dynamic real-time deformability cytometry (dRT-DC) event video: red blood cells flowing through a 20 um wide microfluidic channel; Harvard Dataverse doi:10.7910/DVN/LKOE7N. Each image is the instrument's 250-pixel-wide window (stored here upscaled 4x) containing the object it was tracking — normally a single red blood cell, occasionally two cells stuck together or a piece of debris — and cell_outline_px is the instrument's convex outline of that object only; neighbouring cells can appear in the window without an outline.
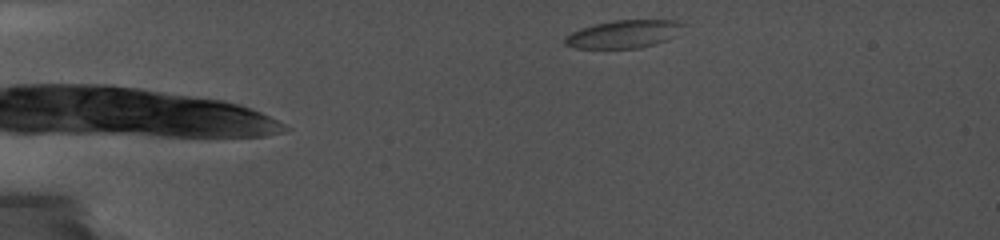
{"species": "common noctule bat (a hibernating species)", "species_latin": "Nyctalus noctula", "temperature_condition": "cold", "stored_images_in_passage": 85, "camera_frame_rate_fps": 5000, "um_per_image_px": 0.085, "animal": {"sex": "female", "body_mass_g": 19.0, "forearm_length_mm": 56.7}, "frame": {"image": 1, "passage_image": 8, "time_ms": 0.8, "image_size_px": [1000, 240], "cell_outline_px": [[684, 24], [676, 36], [668, 40], [640, 48], [576, 48], [564, 44], [564, 36], [580, 28], [612, 20], [676, 20]], "centroid_in_image_um": [53.01, 2.9], "position_along_channel_um": 32.0, "area_um2": 19.25}}
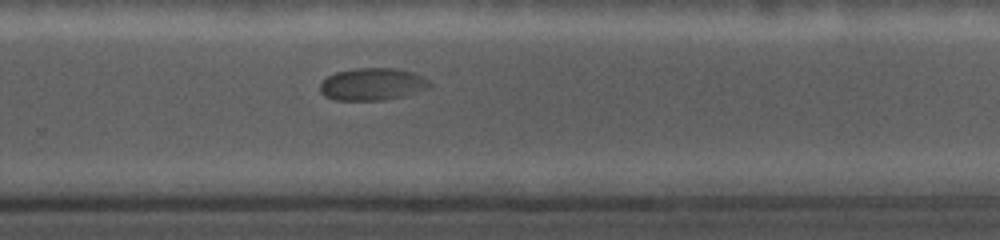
{"frame": {"image": 2, "passage_image": 68, "time_ms": 10.4, "image_size_px": [1000, 240], "cell_outline_px": [[432, 84], [428, 88], [404, 96], [384, 100], [332, 100], [324, 96], [320, 92], [320, 84], [328, 76], [336, 72], [356, 68], [396, 68], [412, 72], [428, 80]], "centroid_in_image_um": [31.63, 7.16], "position_along_channel_um": 298.2, "area_um2": 20.63}}
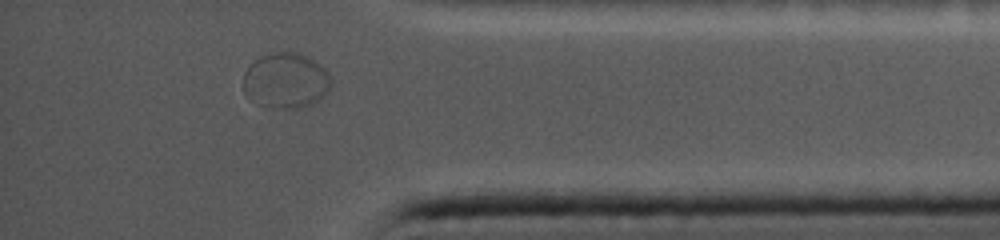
{"frame": {"image": 3, "passage_image": 79, "time_ms": 13.6, "image_size_px": [1000, 240], "cell_outline_px": [[332, 84], [328, 92], [324, 96], [312, 104], [300, 108], [272, 108], [256, 104], [244, 92], [244, 72], [260, 56], [272, 52], [296, 52], [308, 56], [320, 64], [328, 72], [332, 80]], "centroid_in_image_um": [24.32, 6.86], "position_along_channel_um": 410.9, "area_um2": 28.61}}